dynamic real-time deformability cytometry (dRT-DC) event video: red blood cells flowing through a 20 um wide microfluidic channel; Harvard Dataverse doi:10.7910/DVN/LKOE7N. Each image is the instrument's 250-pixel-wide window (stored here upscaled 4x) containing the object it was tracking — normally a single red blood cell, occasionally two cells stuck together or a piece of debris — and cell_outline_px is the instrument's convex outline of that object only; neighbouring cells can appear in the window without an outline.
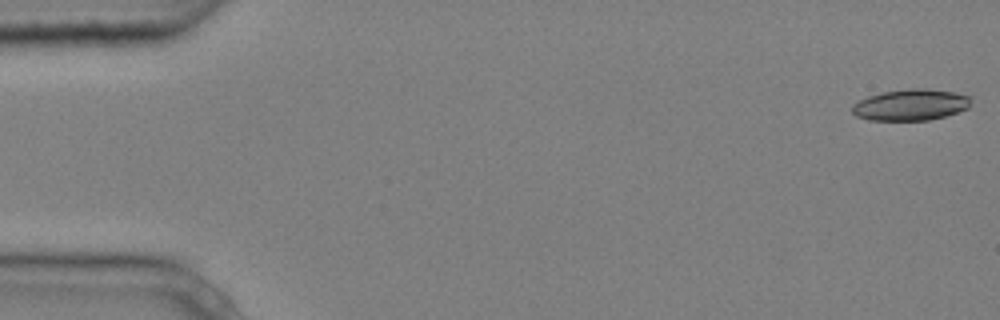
{"species": "common noctule bat (a hibernating species)", "species_latin": "Nyctalus noctula", "temperature_condition": "cold", "stored_images_in_passage": 5, "camera_frame_rate_fps": 3000, "um_per_image_px": 0.085, "animal": {"sex": "male", "body_mass_g": 20.4}, "frame": {"image": 1, "passage_image": 1, "time_ms": 0.0, "image_size_px": [1000, 320], "cell_outline_px": [[972, 96], [968, 108], [944, 116], [928, 120], [868, 120], [856, 116], [852, 112], [852, 104], [868, 96], [884, 92], [912, 88], [924, 88], [956, 92]], "centroid_in_image_um": [77.41, 8.9], "position_along_channel_um": 7.6, "area_um2": 21.62}}
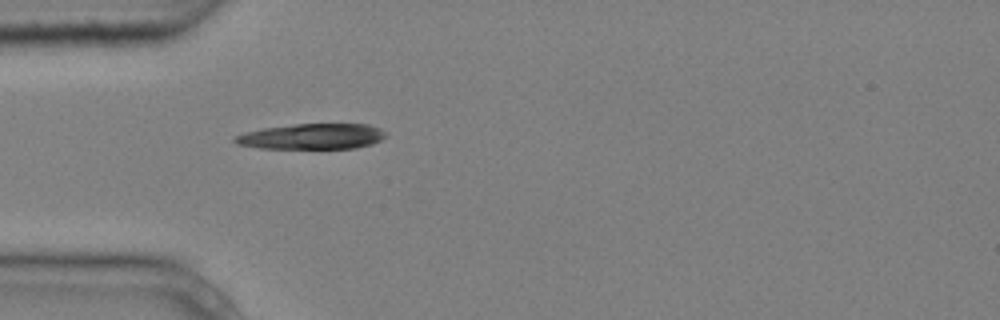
{"frame": {"image": 2, "passage_image": 5, "time_ms": 1.333, "image_size_px": [1000, 320], "cell_outline_px": [[388, 136], [372, 144], [356, 148], [260, 148], [236, 144], [232, 140], [236, 136], [244, 132], [264, 128], [296, 124], [368, 124], [380, 128]], "centroid_in_image_um": [26.53, 11.6], "position_along_channel_um": 58.5, "area_um2": 22.43}}